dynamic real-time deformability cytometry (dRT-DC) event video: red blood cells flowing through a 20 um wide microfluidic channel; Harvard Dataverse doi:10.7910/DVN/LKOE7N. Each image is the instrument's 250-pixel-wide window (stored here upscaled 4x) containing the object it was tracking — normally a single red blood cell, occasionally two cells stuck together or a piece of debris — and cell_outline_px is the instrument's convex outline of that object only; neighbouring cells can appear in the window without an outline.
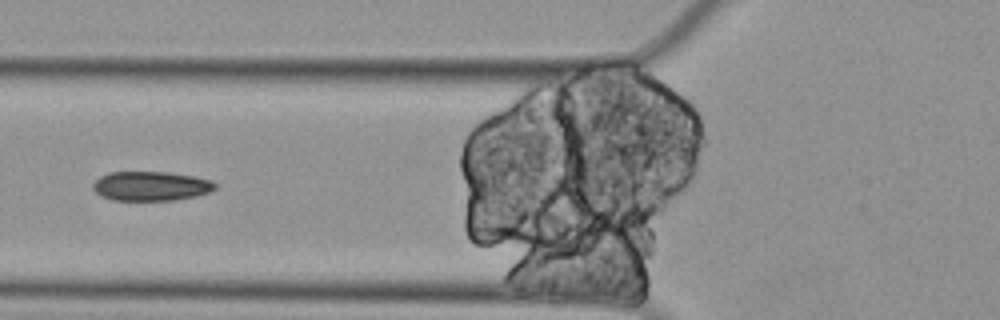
{"species": "Egyptian fruit bat (a non-hibernating species)", "species_latin": "Rousettus aegyptiacus", "temperature_condition": "cold", "stored_images_in_passage": 9, "camera_frame_rate_fps": 3000, "um_per_image_px": 0.085, "animal": {"sex": "female"}, "frame": {"image": 1, "passage_image": 4, "time_ms": 1.0, "image_size_px": [1000, 320], "cell_outline_px": [[216, 188], [208, 192], [196, 196], [172, 200], [112, 200], [100, 196], [92, 188], [92, 184], [100, 176], [108, 172], [168, 172], [196, 176], [212, 180], [216, 184]], "centroid_in_image_um": [12.82, 15.81], "position_along_channel_um": 113.0, "area_um2": 21.04}}
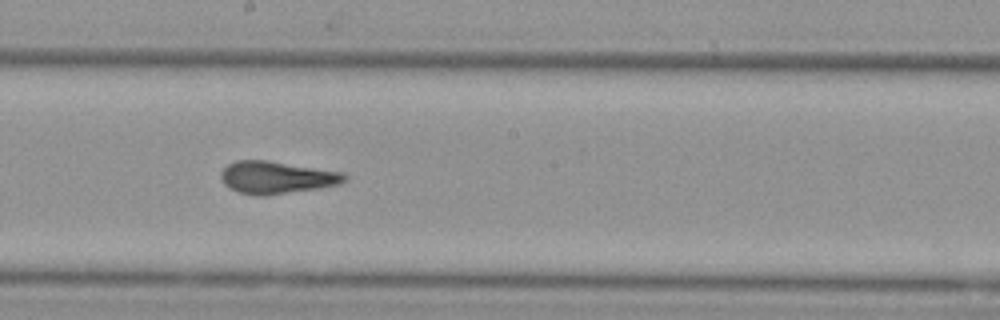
{"frame": {"image": 2, "passage_image": 7, "time_ms": 2.0, "image_size_px": [1000, 320], "cell_outline_px": [[348, 180], [340, 184], [320, 188], [264, 196], [256, 196], [240, 192], [224, 184], [220, 176], [220, 172], [228, 164], [236, 160], [268, 160], [344, 172], [348, 176]], "centroid_in_image_um": [23.55, 15.08], "position_along_channel_um": 224.6, "area_um2": 23.52}}
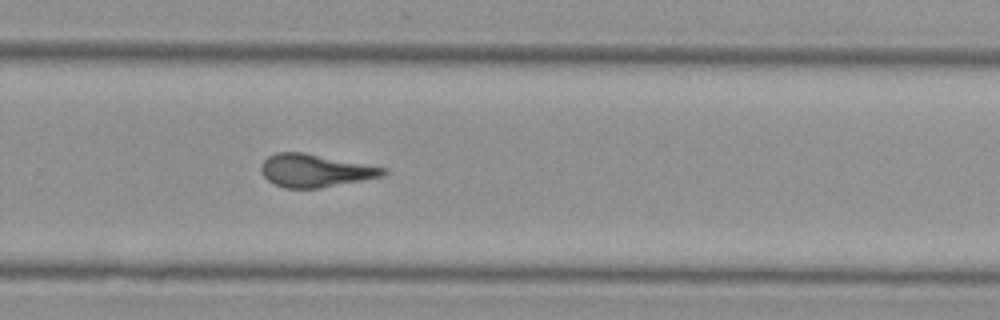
{"frame": {"image": 3, "passage_image": 9, "time_ms": 2.667, "image_size_px": [1000, 320], "cell_outline_px": [[388, 172], [384, 176], [320, 188], [284, 188], [268, 180], [260, 172], [260, 164], [268, 156], [276, 152], [304, 152], [388, 168]], "centroid_in_image_um": [26.79, 14.49], "position_along_channel_um": 303.0, "area_um2": 23.52}}